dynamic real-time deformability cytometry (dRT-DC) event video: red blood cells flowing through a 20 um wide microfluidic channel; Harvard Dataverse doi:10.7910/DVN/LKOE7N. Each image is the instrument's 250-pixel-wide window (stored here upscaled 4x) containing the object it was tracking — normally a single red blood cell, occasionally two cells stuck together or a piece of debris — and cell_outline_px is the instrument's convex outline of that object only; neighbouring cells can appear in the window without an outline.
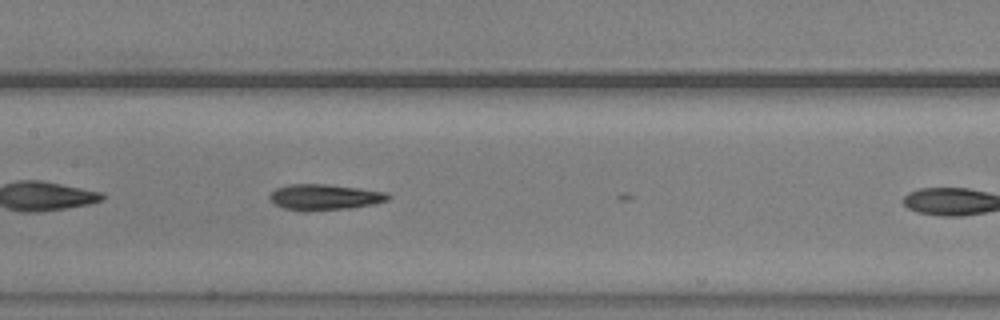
{"species": "common noctule bat (a hibernating species)", "species_latin": "Nyctalus noctula", "temperature_condition": "warm", "stored_images_in_passage": 16, "camera_frame_rate_fps": 3000, "um_per_image_px": 0.085, "animal": {"sex": "male", "body_mass_g": 20.5, "forearm_length_mm": 52.5}, "frame": {"image": 1, "passage_image": 15, "time_ms": 4.667, "image_size_px": [1000, 320], "cell_outline_px": [[392, 196], [388, 200], [372, 204], [348, 208], [284, 208], [276, 204], [268, 196], [276, 188], [288, 184], [324, 184], [388, 192]], "centroid_in_image_um": [27.64, 16.7], "position_along_channel_um": 179.8, "area_um2": 16.82}}